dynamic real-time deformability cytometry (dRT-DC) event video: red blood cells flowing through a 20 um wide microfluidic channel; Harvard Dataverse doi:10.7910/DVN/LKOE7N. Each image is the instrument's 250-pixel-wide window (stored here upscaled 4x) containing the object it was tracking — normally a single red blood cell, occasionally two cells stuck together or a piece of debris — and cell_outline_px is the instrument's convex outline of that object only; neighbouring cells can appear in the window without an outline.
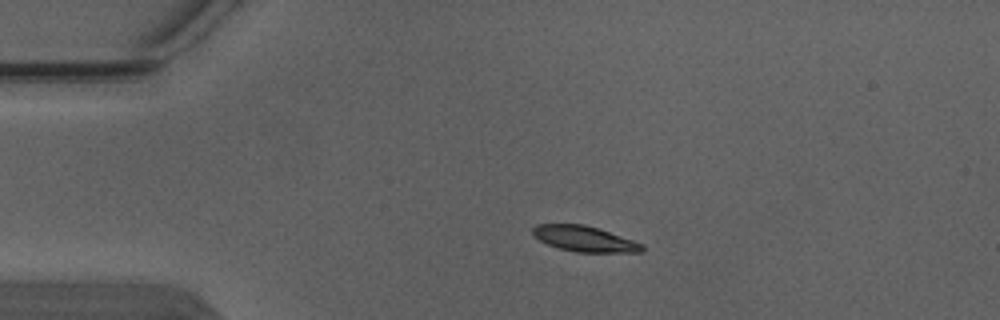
{"species": "Egyptian fruit bat (a non-hibernating species)", "species_latin": "Rousettus aegyptiacus", "temperature_condition": "warm", "stored_images_in_passage": 3, "camera_frame_rate_fps": 3000, "um_per_image_px": 0.085, "animal": {"sex": "male"}, "frame": {"image": 1, "passage_image": 2, "time_ms": 0.333, "image_size_px": [1000, 320], "cell_outline_px": [[644, 252], [576, 252], [560, 248], [548, 244], [540, 240], [532, 232], [532, 228], [536, 224], [584, 224], [644, 244]], "centroid_in_image_um": [49.68, 20.3], "position_along_channel_um": 35.3, "area_um2": 16.01}}